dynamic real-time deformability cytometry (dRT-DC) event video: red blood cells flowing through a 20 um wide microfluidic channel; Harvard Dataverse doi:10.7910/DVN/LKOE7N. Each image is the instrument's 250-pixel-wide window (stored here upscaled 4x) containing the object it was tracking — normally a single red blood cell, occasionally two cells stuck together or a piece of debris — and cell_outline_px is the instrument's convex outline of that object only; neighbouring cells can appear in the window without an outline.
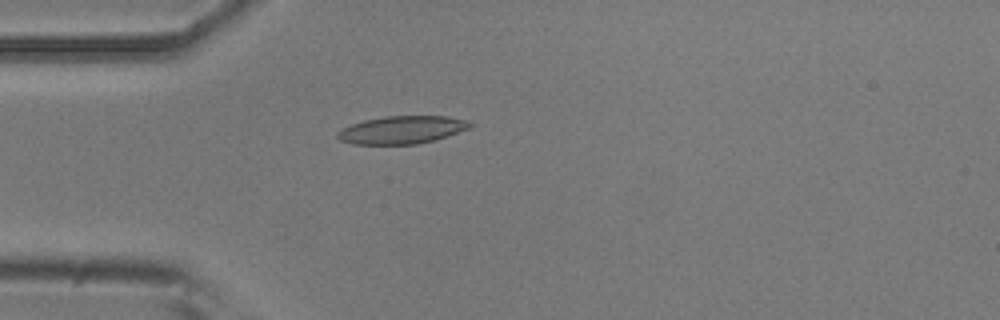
{"species": "common noctule bat (a hibernating species)", "species_latin": "Nyctalus noctula", "temperature_condition": "room temperature", "stored_images_in_passage": 3, "camera_frame_rate_fps": 3000, "um_per_image_px": 0.085, "animal": {"sex": "male", "body_mass_g": 20.5, "forearm_length_mm": 52.5}, "frame": {"image": 1, "passage_image": 3, "time_ms": 0.667, "image_size_px": [1000, 320], "cell_outline_px": [[476, 124], [472, 128], [436, 140], [416, 144], [352, 144], [340, 140], [336, 136], [336, 132], [352, 124], [364, 120], [384, 116], [448, 116], [468, 120]], "centroid_in_image_um": [34.24, 11.03], "position_along_channel_um": 50.8, "area_um2": 21.73}}